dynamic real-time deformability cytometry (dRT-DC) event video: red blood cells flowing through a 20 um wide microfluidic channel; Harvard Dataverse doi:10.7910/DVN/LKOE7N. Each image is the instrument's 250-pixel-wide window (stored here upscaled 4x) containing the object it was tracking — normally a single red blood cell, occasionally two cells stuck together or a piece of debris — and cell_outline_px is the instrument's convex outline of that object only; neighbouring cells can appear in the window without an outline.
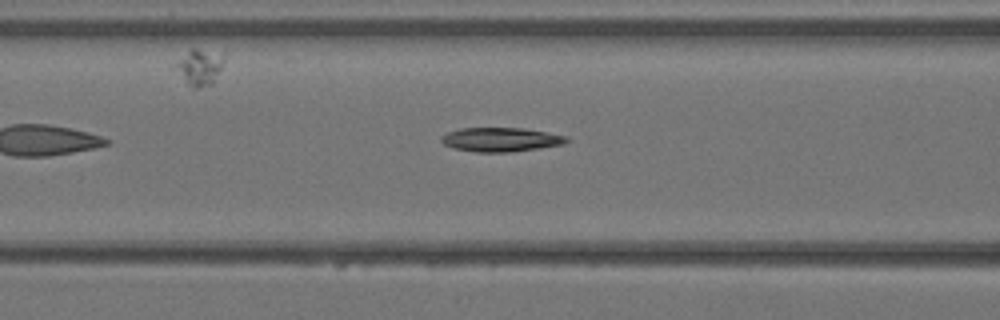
{"species": "Egyptian fruit bat (a non-hibernating species)", "species_latin": "Rousettus aegyptiacus", "temperature_condition": "warm", "stored_images_in_passage": 5, "camera_frame_rate_fps": 3000, "um_per_image_px": 0.085, "animal": {"sex": "female"}, "frame": {"image": 1, "passage_image": 5, "time_ms": 1.333, "image_size_px": [1000, 320], "cell_outline_px": [[568, 140], [564, 144], [540, 148], [512, 152], [476, 152], [452, 148], [444, 144], [440, 140], [440, 136], [448, 132], [460, 128], [524, 128], [548, 132], [568, 136]], "centroid_in_image_um": [42.56, 11.86], "position_along_channel_um": 124.0, "area_um2": 17.74}}